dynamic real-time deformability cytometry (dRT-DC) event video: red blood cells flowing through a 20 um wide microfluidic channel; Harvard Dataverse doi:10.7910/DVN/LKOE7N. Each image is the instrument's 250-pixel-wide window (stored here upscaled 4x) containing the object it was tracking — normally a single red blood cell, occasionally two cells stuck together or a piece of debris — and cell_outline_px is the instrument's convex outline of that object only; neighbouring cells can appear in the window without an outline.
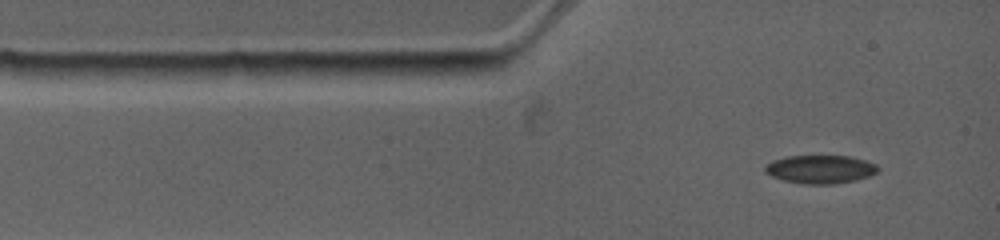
{"species": "common noctule bat (a hibernating species)", "species_latin": "Nyctalus noctula", "temperature_condition": "warm", "stored_images_in_passage": 3, "camera_frame_rate_fps": 4500, "um_per_image_px": 0.085, "animal": {"sex": "female", "body_mass_g": 19.0, "forearm_length_mm": 53.3}, "frame": {"image": 1, "passage_image": 1, "time_ms": 0.0, "image_size_px": [1000, 240], "cell_outline_px": [[880, 168], [876, 172], [868, 176], [856, 180], [836, 184], [800, 184], [784, 180], [772, 176], [764, 172], [764, 168], [772, 160], [784, 156], [848, 156], [864, 160], [876, 164]], "centroid_in_image_um": [69.71, 14.39], "position_along_channel_um": 15.3, "area_um2": 18.67}}
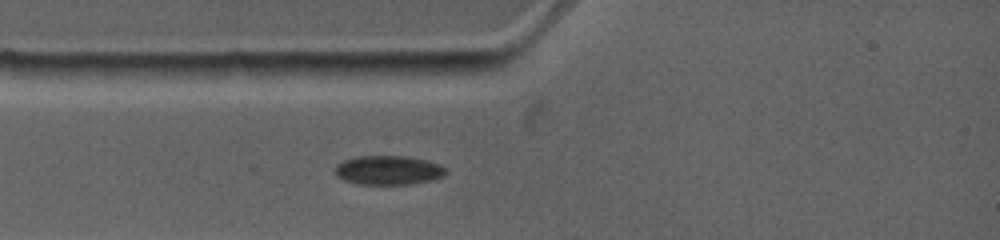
{"frame": {"image": 2, "passage_image": 3, "time_ms": 1.556, "image_size_px": [1000, 240], "cell_outline_px": [[448, 172], [444, 176], [432, 180], [408, 184], [360, 184], [344, 180], [336, 176], [336, 164], [344, 160], [356, 156], [408, 156], [440, 164]], "centroid_in_image_um": [33.01, 14.46], "position_along_channel_um": 52.0, "area_um2": 18.79}}